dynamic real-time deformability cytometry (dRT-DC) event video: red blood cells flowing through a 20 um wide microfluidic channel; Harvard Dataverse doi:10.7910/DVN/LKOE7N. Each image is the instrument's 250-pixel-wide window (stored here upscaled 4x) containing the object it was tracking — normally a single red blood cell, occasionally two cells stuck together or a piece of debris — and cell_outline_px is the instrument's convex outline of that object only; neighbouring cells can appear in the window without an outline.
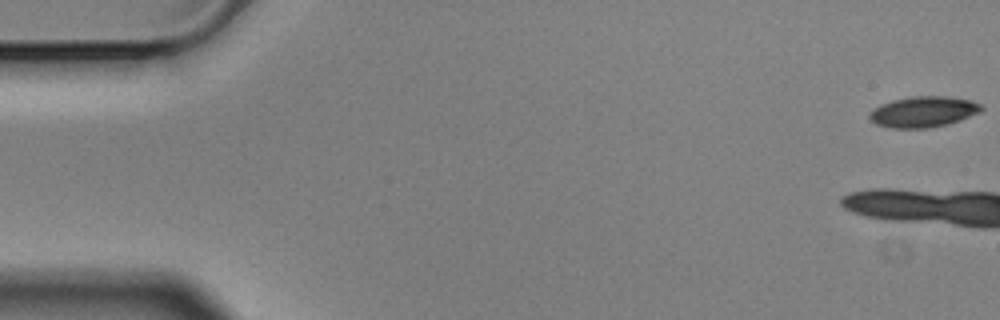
{"species": "Egyptian fruit bat (a non-hibernating species)", "species_latin": "Rousettus aegyptiacus", "temperature_condition": "cold", "stored_images_in_passage": 6, "camera_frame_rate_fps": 3000, "um_per_image_px": 0.085, "animal": {"sex": "male"}, "frame": {"image": 1, "passage_image": 1, "time_ms": 0.0, "image_size_px": [1000, 320], "cell_outline_px": [[984, 108], [980, 112], [960, 120], [948, 124], [928, 128], [892, 128], [876, 124], [868, 116], [880, 104], [892, 100], [912, 96], [948, 96], [972, 100], [980, 104]], "centroid_in_image_um": [78.52, 9.49], "position_along_channel_um": 6.5, "area_um2": 20.06}}
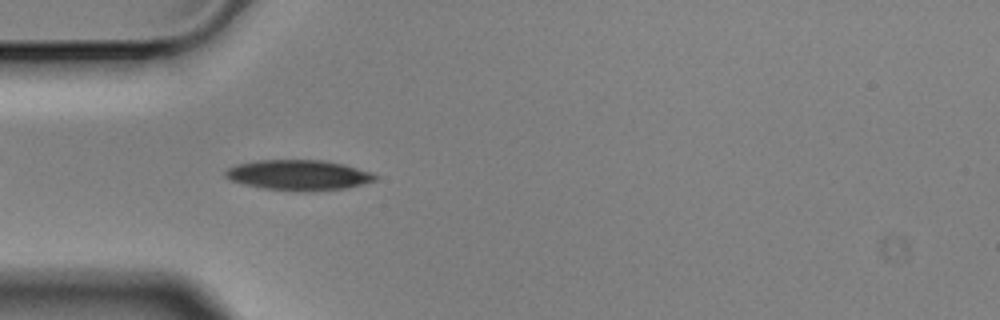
{"frame": {"image": 2, "passage_image": 5, "time_ms": 1.333, "image_size_px": [1000, 320], "cell_outline_px": [[376, 180], [348, 188], [264, 188], [244, 184], [232, 180], [224, 176], [224, 172], [228, 168], [236, 164], [256, 160], [324, 160], [344, 164], [372, 172], [376, 176]], "centroid_in_image_um": [25.36, 14.82], "position_along_channel_um": 59.6, "area_um2": 25.32}}
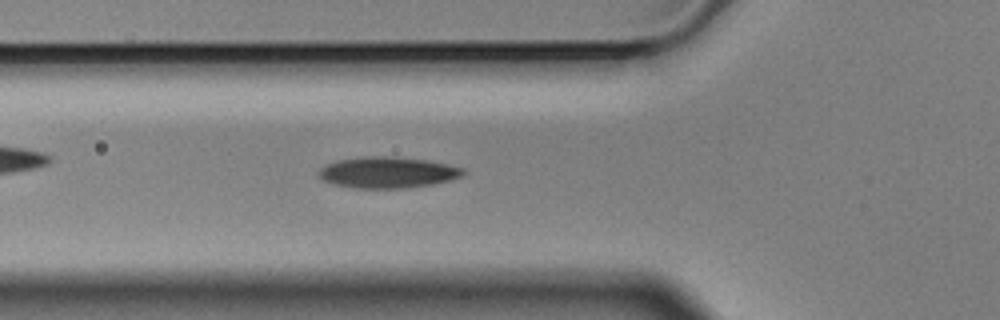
{"frame": {"image": 3, "passage_image": 6, "time_ms": 1.667, "image_size_px": [1000, 320], "cell_outline_px": [[464, 176], [432, 184], [404, 188], [356, 188], [336, 184], [324, 180], [320, 176], [320, 168], [336, 160], [364, 156], [392, 156], [424, 160], [448, 164], [464, 168]], "centroid_in_image_um": [32.97, 14.65], "position_along_channel_um": 92.8, "area_um2": 25.95}}